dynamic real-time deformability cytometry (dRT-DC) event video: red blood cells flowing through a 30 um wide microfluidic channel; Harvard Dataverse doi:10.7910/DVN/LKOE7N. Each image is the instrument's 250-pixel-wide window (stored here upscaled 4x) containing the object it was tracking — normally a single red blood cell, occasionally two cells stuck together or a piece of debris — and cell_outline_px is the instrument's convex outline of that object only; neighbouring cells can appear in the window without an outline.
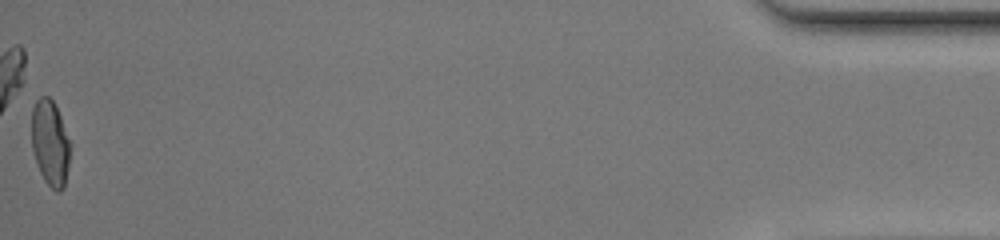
{"species": "common noctule bat (a hibernating species)", "species_latin": "Nyctalus noctula", "temperature_condition": "warm", "stored_images_in_passage": 47, "camera_frame_rate_fps": 3000, "um_per_image_px": 0.085, "animal": {"sex": "female", "body_mass_g": 20.0, "forearm_length_mm": 54.0}, "frame": {"image": 1, "passage_image": 47, "time_ms": 15.333, "image_size_px": [1000, 240], "cell_outline_px": [[72, 144], [68, 168], [64, 188], [60, 192], [56, 192], [44, 180], [36, 164], [32, 148], [32, 108], [36, 100], [40, 96], [48, 96], [52, 100], [60, 116]], "centroid_in_image_um": [4.28, 12.18], "position_along_channel_um": 430.9, "area_um2": 19.54}, "authors_computed_cell_mechanics": {"area_um2": 19.7676, "velocity_mm_per_s": 4.403, "shape_relaxation_time_tau1_ms": 5.874, "shape_relaxation_time_tau2_ms": 0.8491, "deformation_change_tau1": 0.2429, "deformation_change_tau2": 0.0722}}